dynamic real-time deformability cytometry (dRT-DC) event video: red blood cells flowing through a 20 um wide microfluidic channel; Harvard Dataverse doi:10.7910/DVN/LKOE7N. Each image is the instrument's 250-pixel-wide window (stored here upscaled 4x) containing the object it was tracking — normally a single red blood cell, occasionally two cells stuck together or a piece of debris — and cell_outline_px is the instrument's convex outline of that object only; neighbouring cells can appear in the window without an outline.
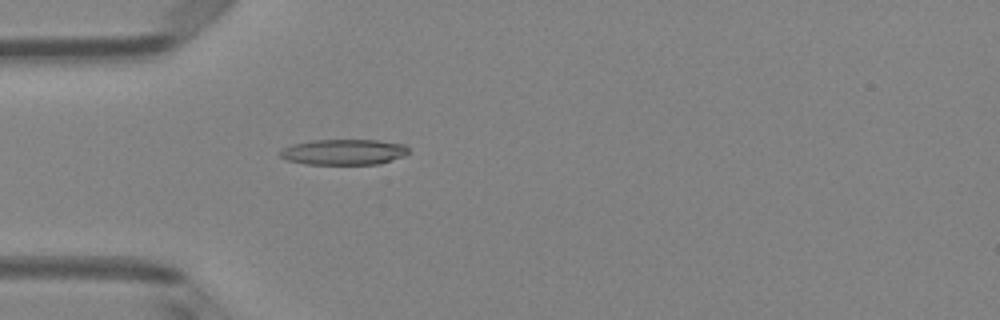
{"species": "Egyptian fruit bat (a non-hibernating species)", "species_latin": "Rousettus aegyptiacus", "temperature_condition": "room temperature", "stored_images_in_passage": 5, "camera_frame_rate_fps": 3000, "um_per_image_px": 0.085, "animal": {"sex": "female"}, "frame": {"image": 1, "passage_image": 5, "time_ms": 1.333, "image_size_px": [1000, 320], "cell_outline_px": [[408, 152], [404, 156], [380, 164], [304, 164], [284, 160], [280, 156], [280, 152], [284, 148], [292, 144], [312, 140], [376, 140], [404, 144], [408, 148]], "centroid_in_image_um": [29.2, 12.92], "position_along_channel_um": 55.8, "area_um2": 19.25}}